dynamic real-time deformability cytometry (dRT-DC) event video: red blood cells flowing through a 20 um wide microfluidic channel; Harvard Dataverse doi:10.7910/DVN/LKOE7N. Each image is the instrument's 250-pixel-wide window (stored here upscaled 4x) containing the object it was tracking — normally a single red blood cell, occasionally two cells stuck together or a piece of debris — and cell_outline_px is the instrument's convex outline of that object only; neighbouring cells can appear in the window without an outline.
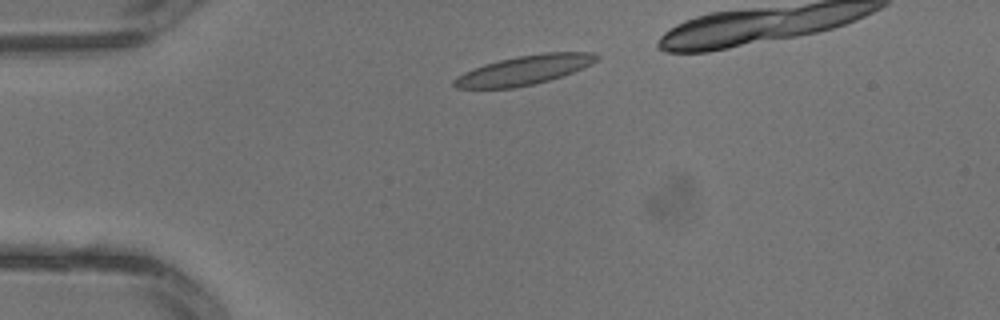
{"species": "common noctule bat (a hibernating species)", "species_latin": "Nyctalus noctula", "temperature_condition": "warm", "stored_images_in_passage": 2, "camera_frame_rate_fps": 3000, "um_per_image_px": 0.085, "animal": {"sex": "male", "body_mass_g": 13.3}, "frame": {"image": 1, "passage_image": 1, "time_ms": 0.0, "image_size_px": [1000, 320], "cell_outline_px": [[600, 56], [592, 64], [572, 72], [548, 80], [532, 84], [512, 88], [456, 88], [452, 84], [452, 80], [456, 76], [464, 72], [484, 64], [516, 56], [544, 52], [592, 52]], "centroid_in_image_um": [44.53, 5.95], "position_along_channel_um": 40.5, "area_um2": 24.16}}